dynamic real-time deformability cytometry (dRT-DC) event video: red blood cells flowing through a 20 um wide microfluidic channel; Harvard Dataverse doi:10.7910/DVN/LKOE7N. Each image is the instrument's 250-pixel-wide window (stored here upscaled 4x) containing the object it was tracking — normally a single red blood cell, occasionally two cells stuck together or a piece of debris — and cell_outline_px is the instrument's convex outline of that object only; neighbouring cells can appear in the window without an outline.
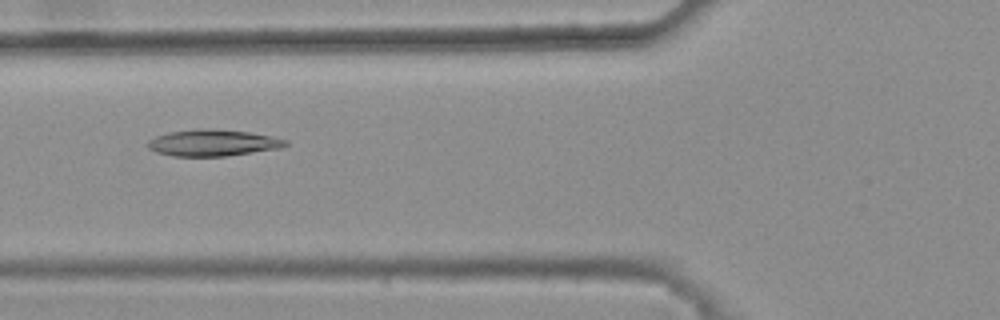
{"species": "common noctule bat (a hibernating species)", "species_latin": "Nyctalus noctula", "temperature_condition": "warm", "stored_images_in_passage": 45, "camera_frame_rate_fps": 3000, "um_per_image_px": 0.085, "animal": {"sex": "female", "body_mass_g": 25.1}, "frame": {"image": 1, "passage_image": 17, "time_ms": 5.333, "image_size_px": [1000, 320], "cell_outline_px": [[288, 144], [280, 148], [228, 156], [172, 156], [156, 152], [148, 148], [148, 140], [156, 136], [168, 132], [196, 128], [212, 128], [248, 132], [272, 136], [288, 140]], "centroid_in_image_um": [18.09, 12.13], "position_along_channel_um": 107.7, "area_um2": 21.44}}
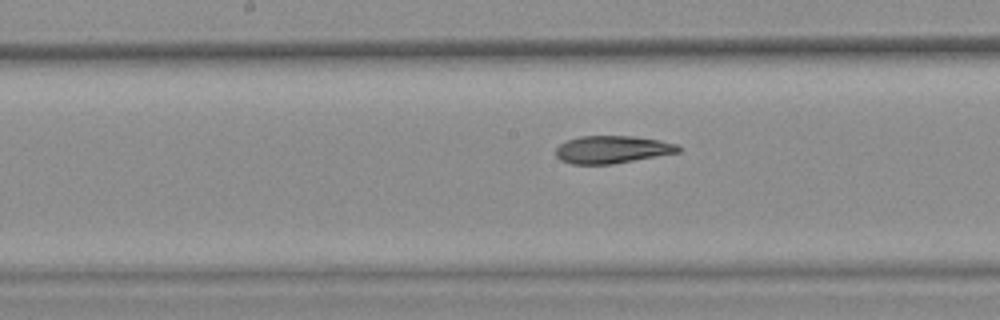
{"frame": {"image": 2, "passage_image": 24, "time_ms": 7.667, "image_size_px": [1000, 320], "cell_outline_px": [[680, 152], [612, 164], [572, 164], [560, 160], [556, 156], [556, 148], [560, 144], [568, 140], [580, 136], [632, 136], [660, 140], [676, 144], [680, 148]], "centroid_in_image_um": [52.02, 12.71], "position_along_channel_um": 196.2, "area_um2": 19.59}}
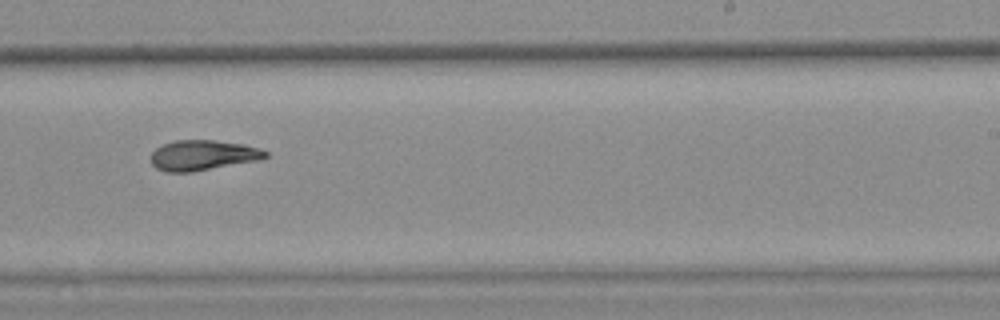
{"frame": {"image": 3, "passage_image": 30, "time_ms": 9.667, "image_size_px": [1000, 320], "cell_outline_px": [[268, 156], [256, 160], [192, 172], [168, 172], [156, 168], [152, 164], [152, 152], [156, 148], [172, 140], [216, 140], [244, 144], [260, 148], [268, 152]], "centroid_in_image_um": [17.23, 13.18], "position_along_channel_um": 271.8, "area_um2": 20.06}, "authors_computed_cell_mechanics": {"area_um2": 20.5768, "velocity_mm_per_s": 3.7836, "shape_relaxation_time_tau1_ms": null, "shape_relaxation_time_tau2_ms": 5.9336, "deformation_change_tau1": null, "deformation_change_tau2": 0.131}}